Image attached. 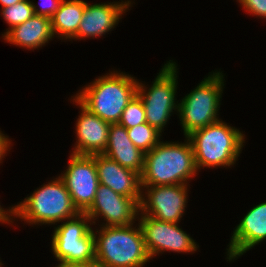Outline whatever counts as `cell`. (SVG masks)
I'll list each match as a JSON object with an SVG mask.
<instances>
[{
  "label": "cell",
  "mask_w": 266,
  "mask_h": 267,
  "mask_svg": "<svg viewBox=\"0 0 266 267\" xmlns=\"http://www.w3.org/2000/svg\"><path fill=\"white\" fill-rule=\"evenodd\" d=\"M185 143L160 141L144 155L141 186L188 185L187 180L197 174L190 140Z\"/></svg>",
  "instance_id": "6da1fadb"
},
{
  "label": "cell",
  "mask_w": 266,
  "mask_h": 267,
  "mask_svg": "<svg viewBox=\"0 0 266 267\" xmlns=\"http://www.w3.org/2000/svg\"><path fill=\"white\" fill-rule=\"evenodd\" d=\"M138 81L125 73L111 72L95 79L75 95L91 113L104 121L118 123L123 110L137 94Z\"/></svg>",
  "instance_id": "7a4b0ae2"
},
{
  "label": "cell",
  "mask_w": 266,
  "mask_h": 267,
  "mask_svg": "<svg viewBox=\"0 0 266 267\" xmlns=\"http://www.w3.org/2000/svg\"><path fill=\"white\" fill-rule=\"evenodd\" d=\"M132 226H102L94 233L100 267H143L151 259L140 226Z\"/></svg>",
  "instance_id": "3957f363"
},
{
  "label": "cell",
  "mask_w": 266,
  "mask_h": 267,
  "mask_svg": "<svg viewBox=\"0 0 266 267\" xmlns=\"http://www.w3.org/2000/svg\"><path fill=\"white\" fill-rule=\"evenodd\" d=\"M244 137L239 129L222 120L193 131L187 138L192 144L197 170L234 165L244 147Z\"/></svg>",
  "instance_id": "277c9868"
},
{
  "label": "cell",
  "mask_w": 266,
  "mask_h": 267,
  "mask_svg": "<svg viewBox=\"0 0 266 267\" xmlns=\"http://www.w3.org/2000/svg\"><path fill=\"white\" fill-rule=\"evenodd\" d=\"M55 179L37 188L32 195L14 206V218L24 219L31 225H50L78 215L80 212L74 206L64 181L60 176Z\"/></svg>",
  "instance_id": "5b68a950"
},
{
  "label": "cell",
  "mask_w": 266,
  "mask_h": 267,
  "mask_svg": "<svg viewBox=\"0 0 266 267\" xmlns=\"http://www.w3.org/2000/svg\"><path fill=\"white\" fill-rule=\"evenodd\" d=\"M224 80L222 72H213L178 103L180 123L185 138L193 131L218 122V108Z\"/></svg>",
  "instance_id": "8992f818"
},
{
  "label": "cell",
  "mask_w": 266,
  "mask_h": 267,
  "mask_svg": "<svg viewBox=\"0 0 266 267\" xmlns=\"http://www.w3.org/2000/svg\"><path fill=\"white\" fill-rule=\"evenodd\" d=\"M89 222L92 225L86 213H79L55 227L51 248L58 261L77 264L95 262V236Z\"/></svg>",
  "instance_id": "52a82bcc"
},
{
  "label": "cell",
  "mask_w": 266,
  "mask_h": 267,
  "mask_svg": "<svg viewBox=\"0 0 266 267\" xmlns=\"http://www.w3.org/2000/svg\"><path fill=\"white\" fill-rule=\"evenodd\" d=\"M139 83L137 95L142 100L146 122L162 133L173 110L178 111L179 104L175 99L177 90V66L169 60L158 73L153 85L148 89ZM147 92V93H146Z\"/></svg>",
  "instance_id": "ba28073f"
},
{
  "label": "cell",
  "mask_w": 266,
  "mask_h": 267,
  "mask_svg": "<svg viewBox=\"0 0 266 267\" xmlns=\"http://www.w3.org/2000/svg\"><path fill=\"white\" fill-rule=\"evenodd\" d=\"M65 173L61 174L74 206L85 213L93 204L99 185L94 155H70Z\"/></svg>",
  "instance_id": "9c48e42d"
},
{
  "label": "cell",
  "mask_w": 266,
  "mask_h": 267,
  "mask_svg": "<svg viewBox=\"0 0 266 267\" xmlns=\"http://www.w3.org/2000/svg\"><path fill=\"white\" fill-rule=\"evenodd\" d=\"M138 221L151 259L164 251L191 253L199 247L189 234L178 227L177 223L159 221L147 215H142L140 218L138 216Z\"/></svg>",
  "instance_id": "30bf717a"
},
{
  "label": "cell",
  "mask_w": 266,
  "mask_h": 267,
  "mask_svg": "<svg viewBox=\"0 0 266 267\" xmlns=\"http://www.w3.org/2000/svg\"><path fill=\"white\" fill-rule=\"evenodd\" d=\"M188 185H158L142 186L143 191L140 200V215H147L159 221L178 223L183 216L187 203ZM147 197V198H146Z\"/></svg>",
  "instance_id": "8fae6325"
},
{
  "label": "cell",
  "mask_w": 266,
  "mask_h": 267,
  "mask_svg": "<svg viewBox=\"0 0 266 267\" xmlns=\"http://www.w3.org/2000/svg\"><path fill=\"white\" fill-rule=\"evenodd\" d=\"M140 200L123 196L99 183L94 202L85 213L94 225L100 216L106 221L103 226H128L140 212Z\"/></svg>",
  "instance_id": "7c38bea8"
},
{
  "label": "cell",
  "mask_w": 266,
  "mask_h": 267,
  "mask_svg": "<svg viewBox=\"0 0 266 267\" xmlns=\"http://www.w3.org/2000/svg\"><path fill=\"white\" fill-rule=\"evenodd\" d=\"M73 101L81 108V114L76 121L77 141L72 154L94 155L102 154L108 143L111 123H108L91 113L76 98Z\"/></svg>",
  "instance_id": "4fadbf2b"
},
{
  "label": "cell",
  "mask_w": 266,
  "mask_h": 267,
  "mask_svg": "<svg viewBox=\"0 0 266 267\" xmlns=\"http://www.w3.org/2000/svg\"><path fill=\"white\" fill-rule=\"evenodd\" d=\"M131 1L99 3L89 5L85 9L76 36L73 39L97 38L112 30L123 13L131 6Z\"/></svg>",
  "instance_id": "5bb4252c"
},
{
  "label": "cell",
  "mask_w": 266,
  "mask_h": 267,
  "mask_svg": "<svg viewBox=\"0 0 266 267\" xmlns=\"http://www.w3.org/2000/svg\"><path fill=\"white\" fill-rule=\"evenodd\" d=\"M266 239V202L254 206L233 231L227 259L243 255Z\"/></svg>",
  "instance_id": "9a60e30c"
},
{
  "label": "cell",
  "mask_w": 266,
  "mask_h": 267,
  "mask_svg": "<svg viewBox=\"0 0 266 267\" xmlns=\"http://www.w3.org/2000/svg\"><path fill=\"white\" fill-rule=\"evenodd\" d=\"M99 183L114 192L133 199H141L142 186L139 173L121 166L104 154H94Z\"/></svg>",
  "instance_id": "2e32d148"
},
{
  "label": "cell",
  "mask_w": 266,
  "mask_h": 267,
  "mask_svg": "<svg viewBox=\"0 0 266 267\" xmlns=\"http://www.w3.org/2000/svg\"><path fill=\"white\" fill-rule=\"evenodd\" d=\"M102 154L140 175L144 169L145 153L133 144L126 128L118 123L110 125L108 143Z\"/></svg>",
  "instance_id": "e0dca14e"
},
{
  "label": "cell",
  "mask_w": 266,
  "mask_h": 267,
  "mask_svg": "<svg viewBox=\"0 0 266 267\" xmlns=\"http://www.w3.org/2000/svg\"><path fill=\"white\" fill-rule=\"evenodd\" d=\"M54 38L51 29V19L33 15L27 21L7 30L3 39L10 44L23 48L36 49Z\"/></svg>",
  "instance_id": "ac0fdd59"
},
{
  "label": "cell",
  "mask_w": 266,
  "mask_h": 267,
  "mask_svg": "<svg viewBox=\"0 0 266 267\" xmlns=\"http://www.w3.org/2000/svg\"><path fill=\"white\" fill-rule=\"evenodd\" d=\"M85 9L83 0H63L51 18L53 35L65 39H73L78 31Z\"/></svg>",
  "instance_id": "d6986e66"
},
{
  "label": "cell",
  "mask_w": 266,
  "mask_h": 267,
  "mask_svg": "<svg viewBox=\"0 0 266 267\" xmlns=\"http://www.w3.org/2000/svg\"><path fill=\"white\" fill-rule=\"evenodd\" d=\"M126 130L133 144L144 153L152 150L160 142L161 133L147 122Z\"/></svg>",
  "instance_id": "ffe728a7"
},
{
  "label": "cell",
  "mask_w": 266,
  "mask_h": 267,
  "mask_svg": "<svg viewBox=\"0 0 266 267\" xmlns=\"http://www.w3.org/2000/svg\"><path fill=\"white\" fill-rule=\"evenodd\" d=\"M1 15L10 26V30L34 15L32 2L30 0H22L14 5L2 8Z\"/></svg>",
  "instance_id": "44dd1931"
},
{
  "label": "cell",
  "mask_w": 266,
  "mask_h": 267,
  "mask_svg": "<svg viewBox=\"0 0 266 267\" xmlns=\"http://www.w3.org/2000/svg\"><path fill=\"white\" fill-rule=\"evenodd\" d=\"M143 123H146L145 109L142 100L136 94L123 110L118 124L132 128Z\"/></svg>",
  "instance_id": "7402d4cb"
},
{
  "label": "cell",
  "mask_w": 266,
  "mask_h": 267,
  "mask_svg": "<svg viewBox=\"0 0 266 267\" xmlns=\"http://www.w3.org/2000/svg\"><path fill=\"white\" fill-rule=\"evenodd\" d=\"M248 13L266 18V0H238ZM263 16V17H262Z\"/></svg>",
  "instance_id": "603a6c76"
},
{
  "label": "cell",
  "mask_w": 266,
  "mask_h": 267,
  "mask_svg": "<svg viewBox=\"0 0 266 267\" xmlns=\"http://www.w3.org/2000/svg\"><path fill=\"white\" fill-rule=\"evenodd\" d=\"M62 1L63 0H43L42 2H40V10L37 9V6H35L32 2L34 15L44 16L51 19L57 9L60 7Z\"/></svg>",
  "instance_id": "cb8c5ba5"
},
{
  "label": "cell",
  "mask_w": 266,
  "mask_h": 267,
  "mask_svg": "<svg viewBox=\"0 0 266 267\" xmlns=\"http://www.w3.org/2000/svg\"><path fill=\"white\" fill-rule=\"evenodd\" d=\"M10 145L11 142L8 136H5V134L1 133L0 131V163L6 152L8 151Z\"/></svg>",
  "instance_id": "d4e9b609"
},
{
  "label": "cell",
  "mask_w": 266,
  "mask_h": 267,
  "mask_svg": "<svg viewBox=\"0 0 266 267\" xmlns=\"http://www.w3.org/2000/svg\"><path fill=\"white\" fill-rule=\"evenodd\" d=\"M10 208L6 211L3 208H1V205H0V222H2V223L11 222L12 223V221H11L12 217L11 216L15 215V211H14V207H10Z\"/></svg>",
  "instance_id": "484cf974"
},
{
  "label": "cell",
  "mask_w": 266,
  "mask_h": 267,
  "mask_svg": "<svg viewBox=\"0 0 266 267\" xmlns=\"http://www.w3.org/2000/svg\"><path fill=\"white\" fill-rule=\"evenodd\" d=\"M56 267H100L96 262L88 264L60 262Z\"/></svg>",
  "instance_id": "4316f807"
},
{
  "label": "cell",
  "mask_w": 266,
  "mask_h": 267,
  "mask_svg": "<svg viewBox=\"0 0 266 267\" xmlns=\"http://www.w3.org/2000/svg\"><path fill=\"white\" fill-rule=\"evenodd\" d=\"M22 0H0V3L2 5V8L9 7L11 5L16 4L17 2H20Z\"/></svg>",
  "instance_id": "83f0119b"
}]
</instances>
